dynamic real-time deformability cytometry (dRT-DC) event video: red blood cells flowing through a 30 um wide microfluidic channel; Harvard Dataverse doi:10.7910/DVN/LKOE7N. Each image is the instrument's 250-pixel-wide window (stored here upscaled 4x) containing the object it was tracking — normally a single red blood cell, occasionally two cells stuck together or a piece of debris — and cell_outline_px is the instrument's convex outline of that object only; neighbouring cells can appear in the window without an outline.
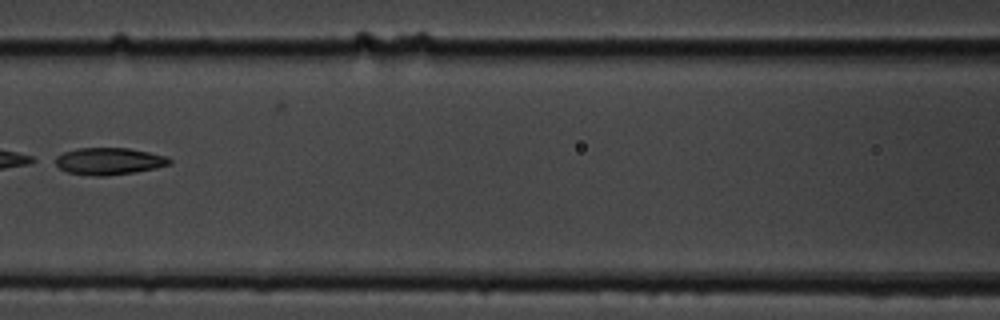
{"species": "common noctule bat (a hibernating species)", "species_latin": "Nyctalus noctula", "temperature_condition": "cold", "stored_images_in_passage": 5, "camera_frame_rate_fps": 3000, "um_per_image_px": 0.085, "animal": {"sex": "male", "body_mass_g": 19.5, "forearm_length_mm": 54.6}, "frame": {"image": 1, "passage_image": 4, "time_ms": 3.667, "image_size_px": [1000, 320], "cell_outline_px": [[172, 160], [168, 164], [156, 168], [136, 172], [104, 176], [96, 176], [68, 172], [60, 168], [48, 160], [64, 152], [80, 148], [128, 148], [168, 156]], "centroid_in_image_um": [9.21, 13.7], "position_along_channel_um": 157.4, "area_um2": 18.09}}
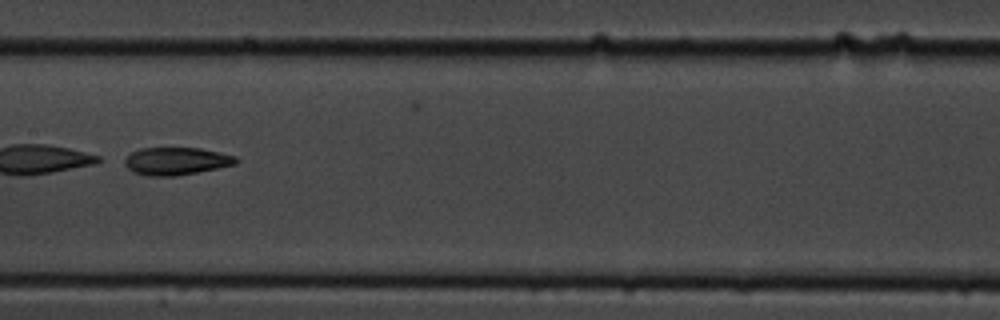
{"frame": {"image": 2, "passage_image": 5, "time_ms": 4.667, "image_size_px": [1000, 320], "cell_outline_px": [[240, 160], [236, 164], [176, 176], [148, 176], [132, 172], [120, 160], [132, 152], [140, 148], [200, 148], [220, 152], [236, 156]], "centroid_in_image_um": [14.94, 13.69], "position_along_channel_um": 192.5, "area_um2": 18.09}}